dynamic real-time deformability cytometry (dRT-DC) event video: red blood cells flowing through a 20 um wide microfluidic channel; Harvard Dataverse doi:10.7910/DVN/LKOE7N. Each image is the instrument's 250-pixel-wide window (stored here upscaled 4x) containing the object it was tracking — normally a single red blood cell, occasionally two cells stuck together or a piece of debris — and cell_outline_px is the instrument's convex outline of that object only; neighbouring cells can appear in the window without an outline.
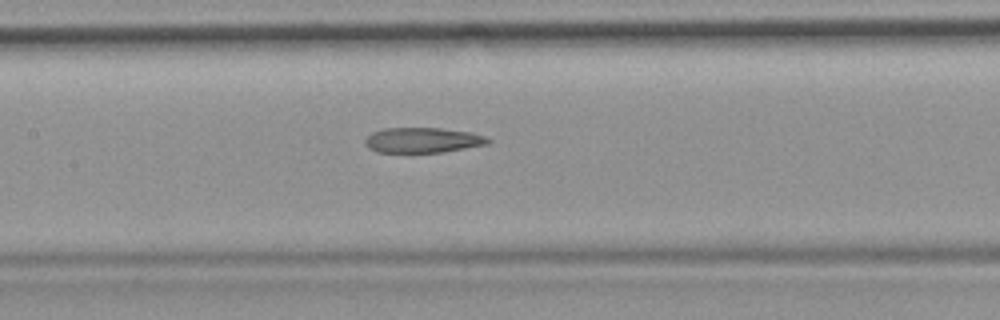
{"species": "common noctule bat (a hibernating species)", "species_latin": "Nyctalus noctula", "temperature_condition": "room temperature", "stored_images_in_passage": 37, "camera_frame_rate_fps": 3000, "um_per_image_px": 0.085, "animal": {"sex": "female", "body_mass_g": 19.9}, "frame": {"image": 1, "passage_image": 11, "time_ms": 3.333, "image_size_px": [1000, 320], "cell_outline_px": [[492, 140], [488, 144], [444, 152], [376, 152], [368, 148], [364, 144], [364, 140], [372, 132], [384, 128], [440, 128], [472, 132], [484, 136]], "centroid_in_image_um": [35.92, 11.91], "position_along_channel_um": 171.5, "area_um2": 18.15}, "authors_computed_cell_mechanics": {"area_um2": 19.363, "velocity_mm_per_s": 4.0025, "shape_relaxation_time_tau1_ms": null, "shape_relaxation_time_tau2_ms": 3.7848, "deformation_change_tau1": null, "deformation_change_tau2": 0.148}}